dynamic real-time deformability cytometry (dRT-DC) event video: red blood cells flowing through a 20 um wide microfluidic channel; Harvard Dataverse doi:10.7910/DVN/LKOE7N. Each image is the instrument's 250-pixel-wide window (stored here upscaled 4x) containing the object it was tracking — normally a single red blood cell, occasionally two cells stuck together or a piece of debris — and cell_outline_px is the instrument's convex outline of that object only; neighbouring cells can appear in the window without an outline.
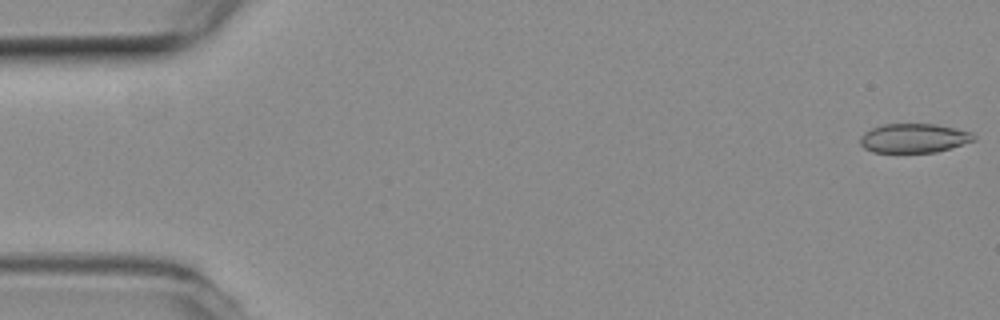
{"species": "common noctule bat (a hibernating species)", "species_latin": "Nyctalus noctula", "temperature_condition": "room temperature", "stored_images_in_passage": 4, "camera_frame_rate_fps": 3000, "um_per_image_px": 0.085, "animal": {"sex": "female", "body_mass_g": 19.3, "forearm_length_mm": 54.1}, "frame": {"image": 1, "passage_image": 1, "time_ms": 0.0, "image_size_px": [1000, 320], "cell_outline_px": [[976, 140], [936, 152], [872, 152], [864, 148], [860, 144], [860, 136], [864, 132], [872, 128], [884, 124], [936, 124], [956, 128], [972, 132], [976, 136]], "centroid_in_image_um": [77.69, 11.74], "position_along_channel_um": 7.3, "area_um2": 19.36}}
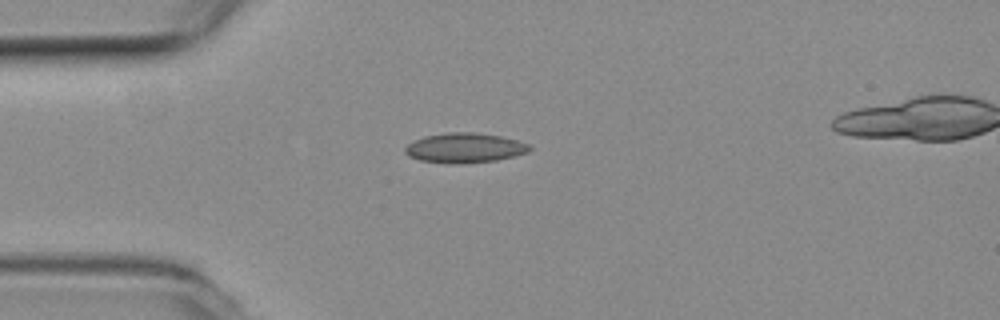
{"frame": {"image": 2, "passage_image": 4, "time_ms": 1.0, "image_size_px": [1000, 320], "cell_outline_px": [[532, 148], [528, 152], [496, 160], [464, 164], [444, 164], [420, 160], [408, 156], [404, 152], [404, 148], [412, 140], [424, 136], [448, 132], [472, 132], [500, 136], [516, 140], [528, 144]], "centroid_in_image_um": [39.44, 12.58], "position_along_channel_um": 45.6, "area_um2": 21.79}}